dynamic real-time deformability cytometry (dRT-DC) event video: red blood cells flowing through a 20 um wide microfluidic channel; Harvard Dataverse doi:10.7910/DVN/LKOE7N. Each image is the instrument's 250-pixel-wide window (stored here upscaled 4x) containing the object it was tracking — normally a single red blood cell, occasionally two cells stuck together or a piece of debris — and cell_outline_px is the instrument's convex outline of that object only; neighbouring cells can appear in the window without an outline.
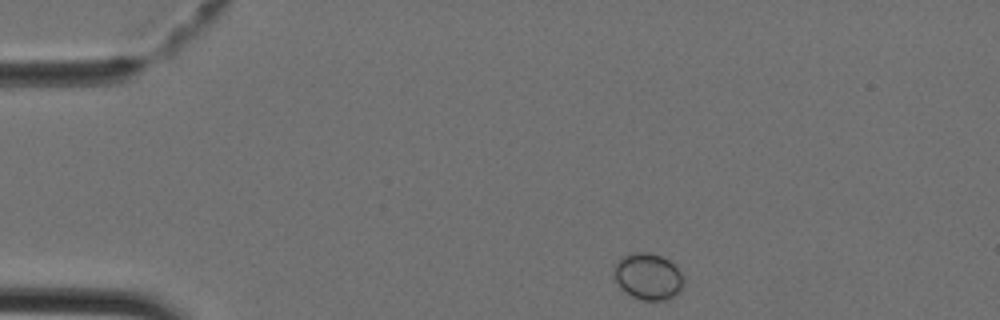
{"species": "Egyptian fruit bat (a non-hibernating species)", "species_latin": "Rousettus aegyptiacus", "temperature_condition": "cold", "stored_images_in_passage": 37, "camera_frame_rate_fps": 3000, "um_per_image_px": 0.085, "animal": {"sex": "female"}, "frame": {"image": 1, "passage_image": 1, "time_ms": 0.0, "image_size_px": [1000, 320], "cell_outline_px": [[684, 284], [680, 292], [676, 296], [668, 300], [644, 300], [632, 296], [620, 288], [616, 280], [612, 264], [616, 260], [624, 256], [636, 252], [648, 252], [660, 256], [668, 260], [684, 276]], "centroid_in_image_um": [55.09, 23.51], "position_along_channel_um": 29.9, "area_um2": 19.02}}
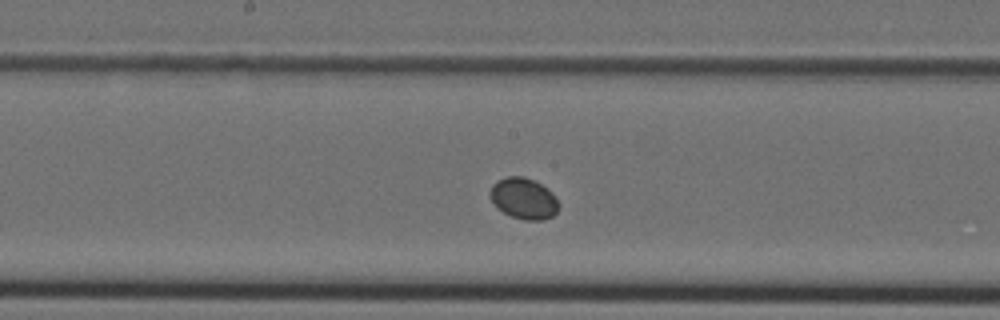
{"frame": {"image": 2, "passage_image": 16, "time_ms": 5.0, "image_size_px": [1000, 320], "cell_outline_px": [[560, 208], [552, 216], [544, 220], [524, 220], [512, 216], [496, 208], [488, 192], [492, 184], [496, 180], [508, 176], [524, 176], [548, 188], [556, 196], [560, 204]], "centroid_in_image_um": [44.52, 16.87], "position_along_channel_um": 203.7, "area_um2": 16.7}}
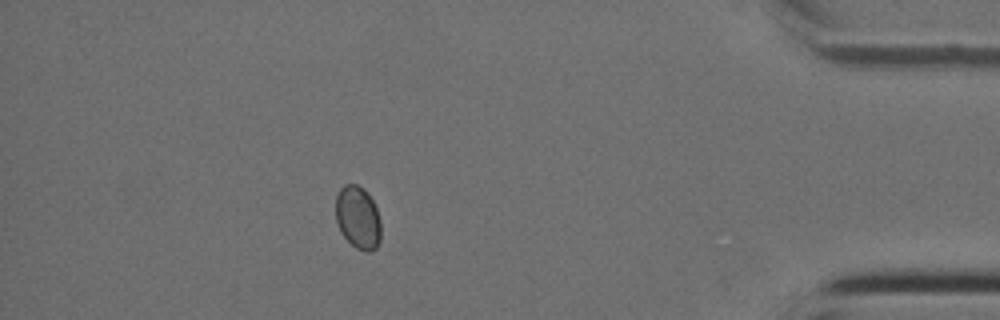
{"frame": {"image": 3, "passage_image": 32, "time_ms": 10.333, "image_size_px": [1000, 320], "cell_outline_px": [[380, 240], [376, 248], [368, 252], [364, 252], [356, 248], [340, 232], [336, 220], [336, 196], [340, 188], [344, 184], [356, 184], [364, 188], [368, 192], [376, 208], [380, 220]], "centroid_in_image_um": [30.42, 18.48], "position_along_channel_um": 404.8, "area_um2": 16.65}}